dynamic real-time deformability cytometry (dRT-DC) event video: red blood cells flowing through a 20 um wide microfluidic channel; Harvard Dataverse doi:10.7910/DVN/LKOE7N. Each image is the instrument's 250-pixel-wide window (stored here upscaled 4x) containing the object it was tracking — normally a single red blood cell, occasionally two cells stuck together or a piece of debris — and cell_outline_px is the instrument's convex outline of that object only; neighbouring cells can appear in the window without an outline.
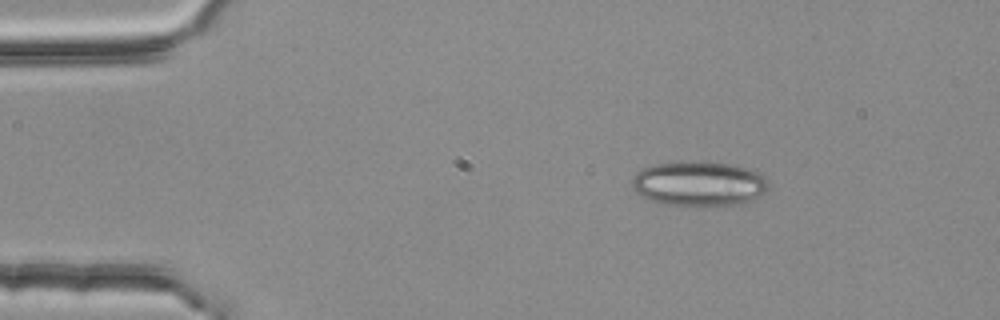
{"species": "common noctule bat (a hibernating species)", "species_latin": "Nyctalus noctula", "temperature_condition": "room temperature", "stored_images_in_passage": 2, "camera_frame_rate_fps": 3000, "um_per_image_px": 0.085, "animal": {"sex": "female", "body_mass_g": 25.1}, "frame": {"image": 1, "passage_image": 1, "time_ms": 0.0, "image_size_px": [1000, 320], "cell_outline_px": [[772, 184], [760, 196], [740, 204], [704, 208], [700, 208], [664, 204], [640, 196], [632, 188], [632, 180], [644, 168], [652, 164], [700, 160], [732, 164], [756, 172], [764, 176]], "centroid_in_image_um": [59.44, 15.64], "position_along_channel_um": 25.6, "area_um2": 36.41}}